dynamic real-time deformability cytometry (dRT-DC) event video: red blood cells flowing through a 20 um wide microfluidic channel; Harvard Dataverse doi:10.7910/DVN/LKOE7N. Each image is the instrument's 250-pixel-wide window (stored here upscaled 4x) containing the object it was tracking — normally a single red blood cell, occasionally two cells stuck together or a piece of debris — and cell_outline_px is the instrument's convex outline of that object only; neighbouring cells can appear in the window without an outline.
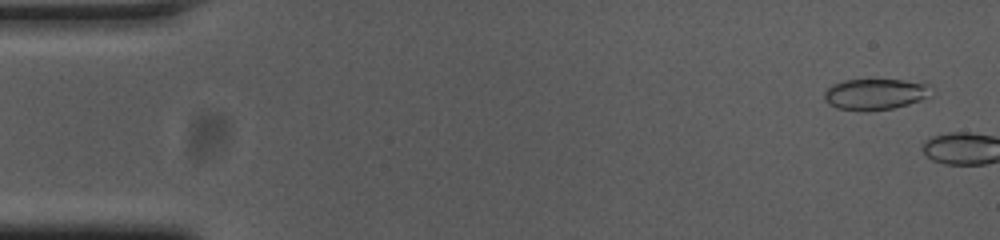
{"species": "common noctule bat (a hibernating species)", "species_latin": "Nyctalus noctula", "temperature_condition": "cold", "stored_images_in_passage": 5, "camera_frame_rate_fps": 3000, "um_per_image_px": 0.085, "animal": {"sex": "female", "body_mass_g": 23.0, "forearm_length_mm": 53.4}, "frame": {"image": 1, "passage_image": 3, "time_ms": 0.667, "image_size_px": [1000, 240], "cell_outline_px": [[936, 96], [908, 104], [892, 108], [864, 112], [836, 108], [828, 104], [824, 100], [824, 92], [832, 84], [844, 80], [924, 80], [936, 92]], "centroid_in_image_um": [74.51, 8.0], "position_along_channel_um": 10.5, "area_um2": 20.17}}